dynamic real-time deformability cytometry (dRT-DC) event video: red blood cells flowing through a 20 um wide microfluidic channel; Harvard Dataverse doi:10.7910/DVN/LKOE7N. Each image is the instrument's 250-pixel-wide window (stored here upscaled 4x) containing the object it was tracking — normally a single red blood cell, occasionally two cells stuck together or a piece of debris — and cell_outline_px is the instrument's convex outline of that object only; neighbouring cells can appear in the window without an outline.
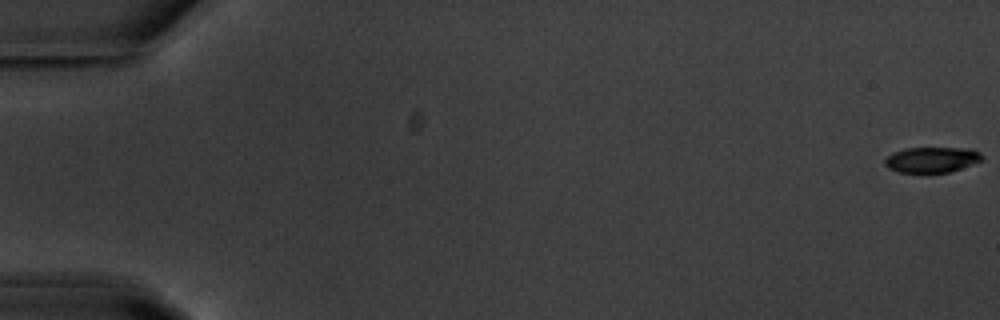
{"species": "common noctule bat (a hibernating species)", "species_latin": "Nyctalus noctula", "temperature_condition": "warm", "stored_images_in_passage": 57, "camera_frame_rate_fps": 3000, "um_per_image_px": 0.085, "animal": {"sex": "male", "body_mass_g": 20.1, "forearm_length_mm": 53.5}, "frame": {"image": 1, "passage_image": 1, "time_ms": 0.0, "image_size_px": [1000, 320], "cell_outline_px": [[984, 160], [948, 172], [900, 172], [888, 168], [884, 164], [884, 160], [892, 152], [904, 148], [972, 148], [980, 152], [984, 156]], "centroid_in_image_um": [79.22, 13.55], "position_along_channel_um": 5.8, "area_um2": 14.51}}
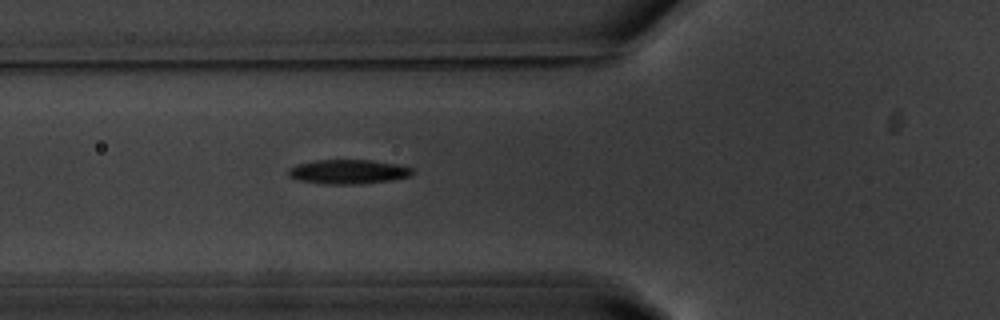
{"frame": {"image": 2, "passage_image": 22, "time_ms": 7.0, "image_size_px": [1000, 320], "cell_outline_px": [[416, 172], [412, 176], [392, 180], [360, 184], [324, 184], [296, 180], [288, 176], [288, 168], [300, 164], [316, 160], [368, 160], [396, 164], [412, 168]], "centroid_in_image_um": [29.62, 14.61], "position_along_channel_um": 96.2, "area_um2": 17.69}}
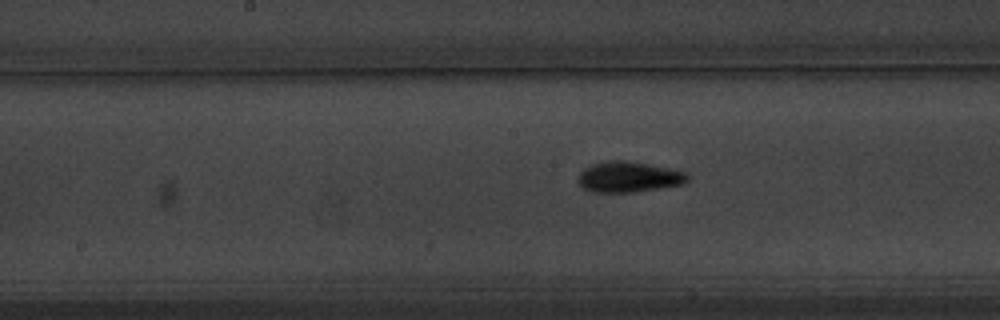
{"frame": {"image": 3, "passage_image": 30, "time_ms": 9.667, "image_size_px": [1000, 320], "cell_outline_px": [[688, 180], [684, 184], [632, 192], [592, 192], [584, 188], [576, 180], [580, 172], [584, 168], [592, 164], [608, 160], [628, 160], [668, 168], [684, 172], [688, 176]], "centroid_in_image_um": [53.39, 15.03], "position_along_channel_um": 194.8, "area_um2": 19.48}, "authors_computed_cell_mechanics": {"area_um2": 17.4556, "velocity_mm_per_s": 3.6655, "shape_relaxation_time_tau1_ms": 2.2111, "shape_relaxation_time_tau2_ms": 4.2876, "deformation_change_tau1": 0.1842, "deformation_change_tau2": 0.1144}}